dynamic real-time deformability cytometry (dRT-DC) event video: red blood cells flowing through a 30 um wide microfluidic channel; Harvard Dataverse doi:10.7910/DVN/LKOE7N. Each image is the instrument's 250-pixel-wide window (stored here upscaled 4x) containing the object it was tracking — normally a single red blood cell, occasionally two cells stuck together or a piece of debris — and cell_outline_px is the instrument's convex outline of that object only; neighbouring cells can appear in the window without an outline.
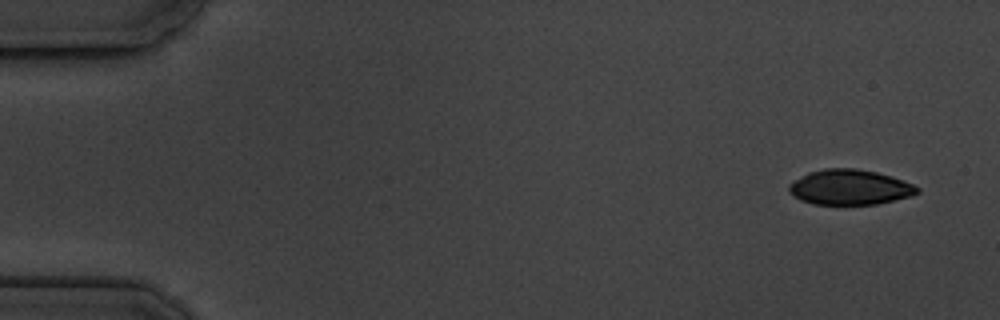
{"species": "common noctule bat (a hibernating species)", "species_latin": "Nyctalus noctula", "temperature_condition": "cold", "stored_images_in_passage": 15, "camera_frame_rate_fps": 3000, "um_per_image_px": 0.085, "animal": {"sex": "male", "body_mass_g": 19.5, "forearm_length_mm": 54.6}, "frame": {"image": 1, "passage_image": 1, "time_ms": 0.0, "image_size_px": [1000, 320], "cell_outline_px": [[920, 192], [912, 196], [876, 204], [812, 204], [800, 200], [788, 192], [788, 184], [808, 172], [824, 168], [856, 168], [876, 172], [892, 176], [912, 184], [920, 188]], "centroid_in_image_um": [72.22, 15.91], "position_along_channel_um": 12.8, "area_um2": 26.41}}
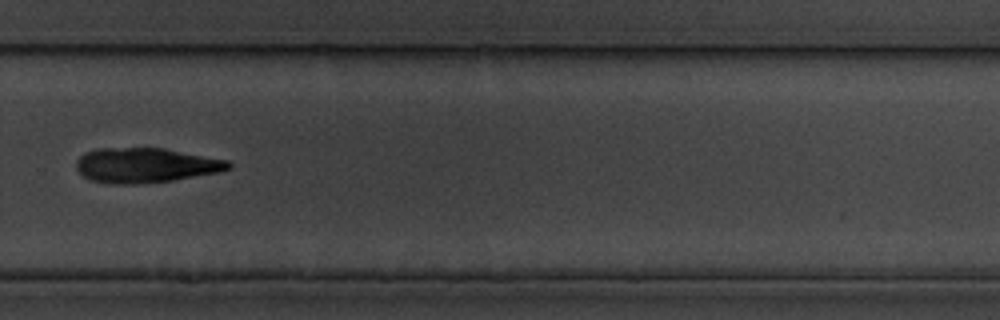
{"frame": {"image": 2, "passage_image": 11, "time_ms": 12.0, "image_size_px": [1000, 320], "cell_outline_px": [[232, 168], [220, 172], [172, 180], [128, 184], [108, 184], [92, 180], [84, 176], [76, 168], [76, 160], [84, 152], [100, 148], [164, 148], [228, 160], [232, 164]], "centroid_in_image_um": [12.38, 14.04], "position_along_channel_um": 317.4, "area_um2": 30.81}}
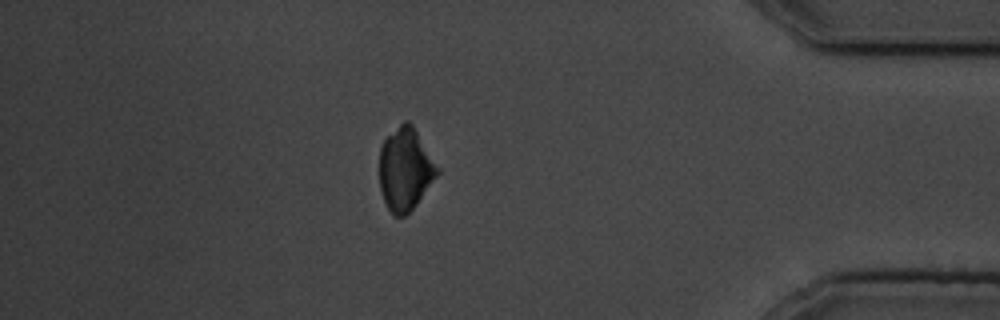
{"frame": {"image": 3, "passage_image": 14, "time_ms": 15.333, "image_size_px": [1000, 320], "cell_outline_px": [[440, 172], [416, 204], [404, 216], [392, 216], [384, 200], [380, 188], [380, 148], [384, 140], [404, 120], [408, 120], [412, 124], [440, 168]], "centroid_in_image_um": [34.46, 14.38], "position_along_channel_um": 400.7, "area_um2": 27.69}}